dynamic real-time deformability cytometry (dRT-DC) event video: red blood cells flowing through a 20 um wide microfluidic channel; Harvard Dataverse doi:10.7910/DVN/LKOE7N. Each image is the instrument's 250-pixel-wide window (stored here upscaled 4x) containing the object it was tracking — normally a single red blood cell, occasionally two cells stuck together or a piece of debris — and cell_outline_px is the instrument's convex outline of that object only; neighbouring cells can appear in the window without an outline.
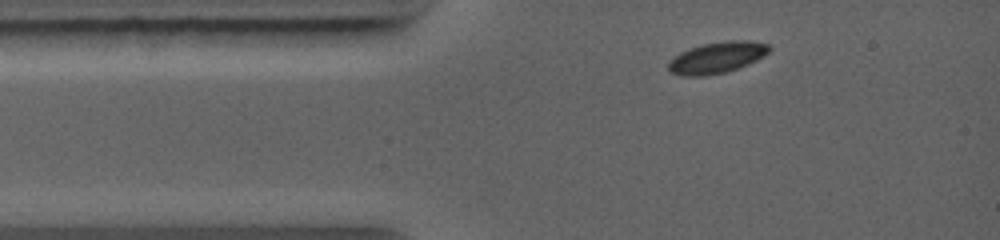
{"species": "common noctule bat (a hibernating species)", "species_latin": "Nyctalus noctula", "temperature_condition": "warm", "stored_images_in_passage": 4, "camera_frame_rate_fps": 5000, "um_per_image_px": 0.085, "animal": {"sex": "female", "body_mass_g": 19.0, "forearm_length_mm": 56.7}, "frame": {"image": 1, "passage_image": 1, "time_ms": 0.0, "image_size_px": [1000, 240], "cell_outline_px": [[772, 48], [764, 56], [748, 64], [724, 72], [708, 76], [680, 76], [668, 72], [668, 60], [680, 52], [688, 48], [704, 44], [728, 40], [748, 40], [768, 44]], "centroid_in_image_um": [60.9, 4.9], "position_along_channel_um": 24.1, "area_um2": 18.55}}
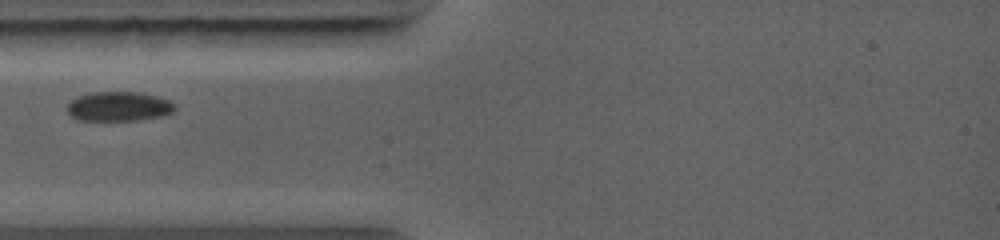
{"frame": {"image": 2, "passage_image": 3, "time_ms": 1.6, "image_size_px": [1000, 240], "cell_outline_px": [[176, 108], [172, 112], [160, 116], [140, 120], [80, 120], [72, 116], [68, 112], [68, 104], [72, 100], [88, 92], [140, 92], [156, 96], [168, 100], [176, 104]], "centroid_in_image_um": [10.12, 9.04], "position_along_channel_um": 74.9, "area_um2": 18.38}}